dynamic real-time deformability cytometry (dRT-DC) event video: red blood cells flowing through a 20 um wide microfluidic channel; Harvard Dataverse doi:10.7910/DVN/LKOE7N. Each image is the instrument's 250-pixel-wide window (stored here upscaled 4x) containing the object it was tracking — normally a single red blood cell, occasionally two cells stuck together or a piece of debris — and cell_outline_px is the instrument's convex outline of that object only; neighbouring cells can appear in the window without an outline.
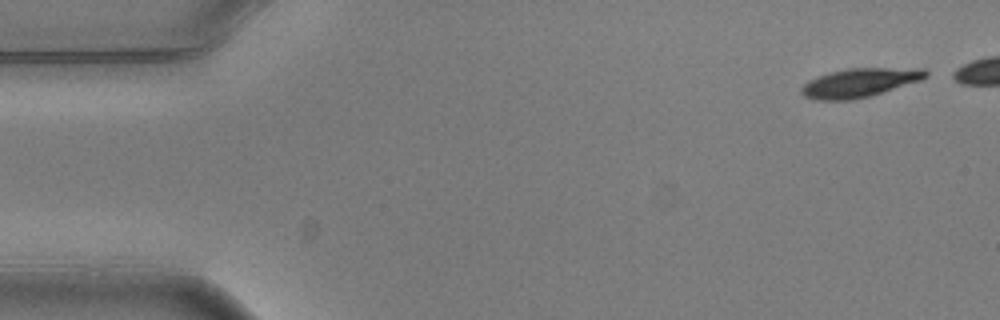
{"species": "common noctule bat (a hibernating species)", "species_latin": "Nyctalus noctula", "temperature_condition": "warm", "stored_images_in_passage": 5, "camera_frame_rate_fps": 3000, "um_per_image_px": 0.085, "animal": {"sex": "male", "body_mass_g": 20.5, "forearm_length_mm": 52.5}, "frame": {"image": 1, "passage_image": 1, "time_ms": 0.0, "image_size_px": [1000, 320], "cell_outline_px": [[928, 76], [920, 80], [868, 96], [852, 100], [816, 100], [804, 96], [800, 92], [800, 88], [808, 80], [832, 72], [848, 68], [924, 68], [928, 72]], "centroid_in_image_um": [73.05, 7.03], "position_along_channel_um": 12.0, "area_um2": 20.63}}
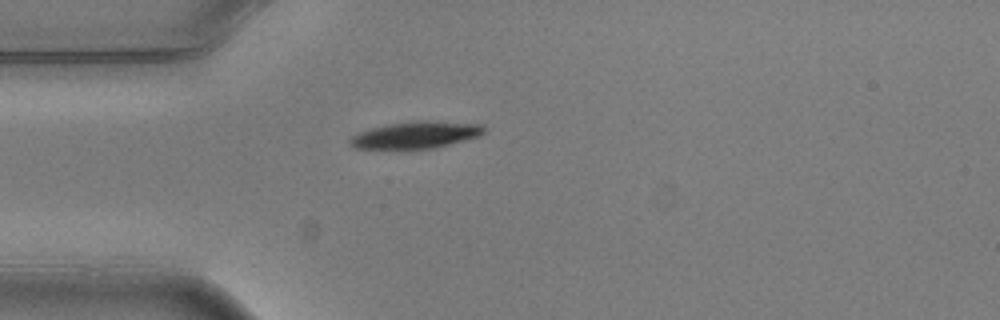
{"frame": {"image": 2, "passage_image": 5, "time_ms": 1.333, "image_size_px": [1000, 320], "cell_outline_px": [[488, 128], [480, 136], [432, 148], [356, 148], [348, 144], [348, 140], [352, 136], [360, 132], [372, 128], [388, 124], [416, 120], [424, 120], [484, 124]], "centroid_in_image_um": [35.39, 11.45], "position_along_channel_um": 49.6, "area_um2": 20.87}}